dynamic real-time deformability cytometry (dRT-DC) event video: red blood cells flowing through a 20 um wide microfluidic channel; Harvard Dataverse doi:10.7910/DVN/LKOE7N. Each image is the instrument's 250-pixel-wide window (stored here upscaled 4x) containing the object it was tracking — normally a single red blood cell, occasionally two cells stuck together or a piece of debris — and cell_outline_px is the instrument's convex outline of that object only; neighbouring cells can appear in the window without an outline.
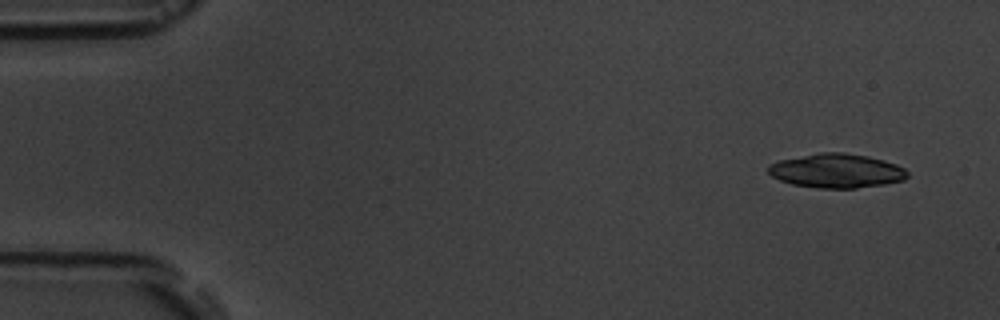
{"species": "common noctule bat (a hibernating species)", "species_latin": "Nyctalus noctula", "temperature_condition": "room temperature", "stored_images_in_passage": 4, "camera_frame_rate_fps": 3000, "um_per_image_px": 0.085, "animal": {"sex": "male", "body_mass_g": 19.5, "forearm_length_mm": 54.6}, "frame": {"image": 1, "passage_image": 1, "time_ms": 0.0, "image_size_px": [1000, 320], "cell_outline_px": [[908, 176], [904, 180], [884, 184], [856, 188], [820, 188], [792, 184], [780, 180], [772, 176], [768, 172], [768, 164], [780, 160], [820, 152], [844, 152], [868, 156], [884, 160], [896, 164], [904, 168], [908, 172]], "centroid_in_image_um": [71.12, 14.51], "position_along_channel_um": 13.9, "area_um2": 27.69}}